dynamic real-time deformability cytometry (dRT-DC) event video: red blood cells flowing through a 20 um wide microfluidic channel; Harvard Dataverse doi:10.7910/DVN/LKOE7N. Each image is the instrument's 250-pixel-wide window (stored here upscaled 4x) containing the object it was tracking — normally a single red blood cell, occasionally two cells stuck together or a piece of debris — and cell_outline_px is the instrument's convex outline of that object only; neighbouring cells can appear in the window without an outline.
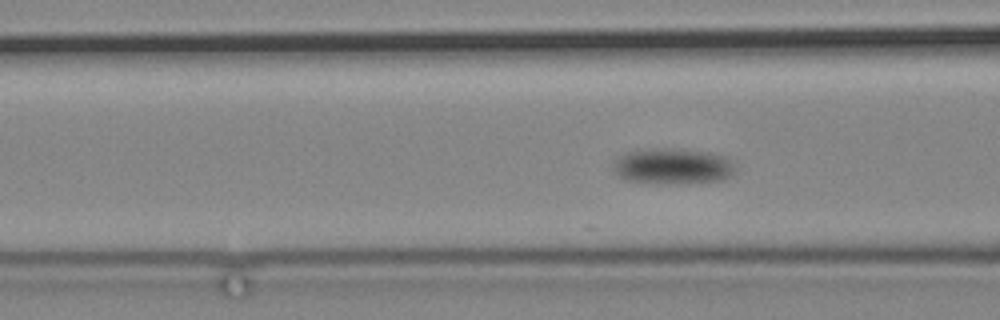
{"species": "common noctule bat (a hibernating species)", "species_latin": "Nyctalus noctula", "temperature_condition": "cold", "stored_images_in_passage": 104, "camera_frame_rate_fps": 3000, "um_per_image_px": 0.085, "animal": {"sex": "male", "body_mass_g": 19.2, "forearm_length_mm": 51.8}, "frame": {"image": 1, "passage_image": 52, "time_ms": 17.0, "image_size_px": [1000, 320], "cell_outline_px": [[736, 172], [724, 180], [672, 184], [624, 180], [612, 172], [612, 160], [624, 152], [640, 148], [672, 148], [704, 152], [724, 156], [728, 160]], "centroid_in_image_um": [57.05, 14.12], "position_along_channel_um": 109.5, "area_um2": 25.84}}
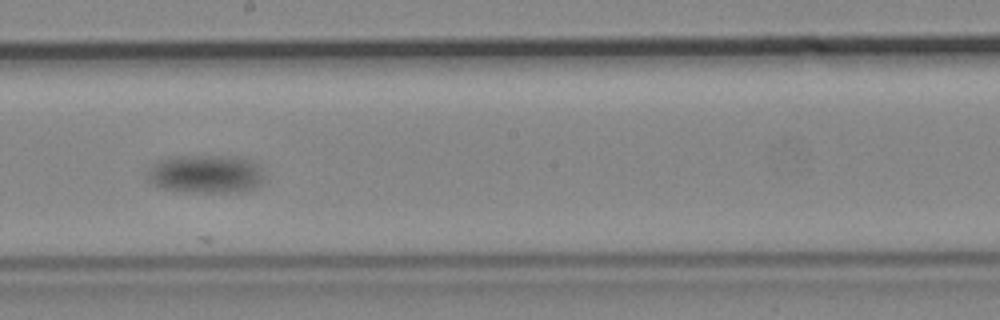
{"frame": {"image": 2, "passage_image": 67, "time_ms": 22.0, "image_size_px": [1000, 320], "cell_outline_px": [[264, 176], [260, 184], [244, 192], [188, 192], [164, 188], [148, 180], [148, 168], [152, 164], [160, 160], [176, 156], [232, 156], [248, 160], [260, 164]], "centroid_in_image_um": [17.52, 14.79], "position_along_channel_um": 230.7, "area_um2": 26.07}}
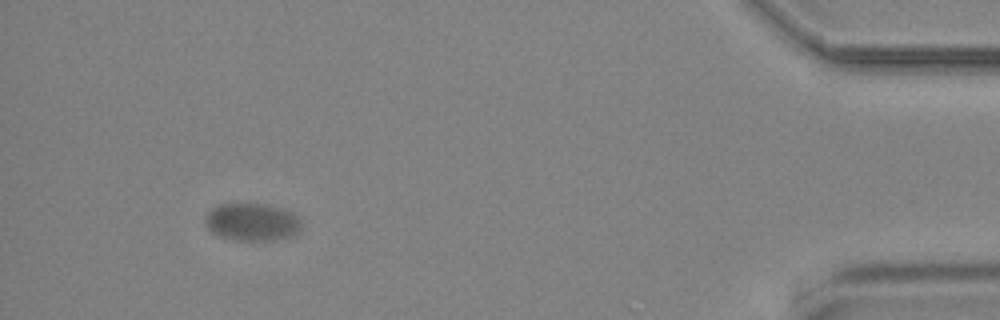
{"frame": {"image": 3, "passage_image": 98, "time_ms": 32.333, "image_size_px": [1000, 320], "cell_outline_px": [[300, 228], [292, 236], [272, 240], [236, 240], [220, 236], [212, 232], [204, 224], [204, 220], [208, 208], [216, 204], [268, 204], [284, 208], [292, 212], [300, 220]], "centroid_in_image_um": [21.37, 18.85], "position_along_channel_um": 413.8, "area_um2": 21.27}}